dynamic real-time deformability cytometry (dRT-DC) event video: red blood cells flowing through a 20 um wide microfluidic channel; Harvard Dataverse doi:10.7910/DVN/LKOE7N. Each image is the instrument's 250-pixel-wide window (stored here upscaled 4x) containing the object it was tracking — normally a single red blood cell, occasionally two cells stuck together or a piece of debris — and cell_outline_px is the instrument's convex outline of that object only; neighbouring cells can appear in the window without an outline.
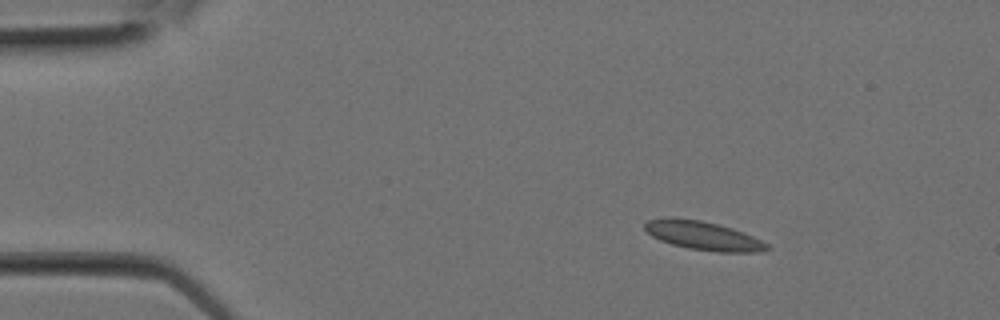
{"species": "Egyptian fruit bat (a non-hibernating species)", "species_latin": "Rousettus aegyptiacus", "temperature_condition": "room temperature", "stored_images_in_passage": 2, "camera_frame_rate_fps": 3000, "um_per_image_px": 0.085, "animal": {"sex": "female"}, "frame": {"image": 1, "passage_image": 1, "time_ms": 0.0, "image_size_px": [1000, 320], "cell_outline_px": [[772, 248], [760, 252], [716, 252], [688, 248], [672, 244], [660, 240], [652, 236], [644, 228], [644, 224], [648, 220], [668, 216], [672, 216], [700, 220], [732, 228], [744, 232], [768, 244]], "centroid_in_image_um": [59.76, 20.02], "position_along_channel_um": 25.2, "area_um2": 20.58}}
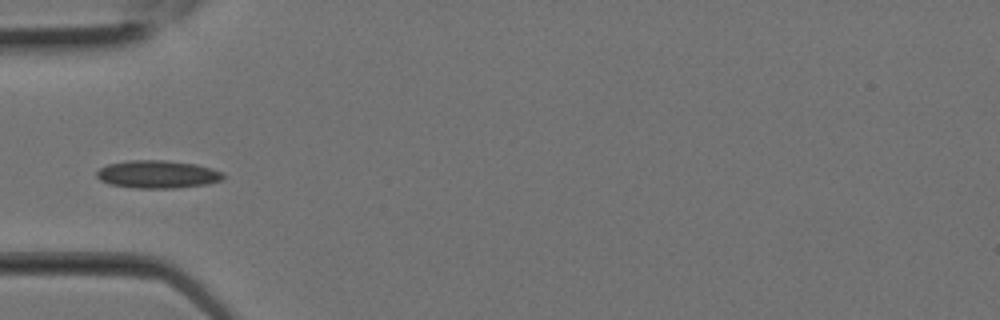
{"frame": {"image": 2, "passage_image": 2, "time_ms": 0.333, "image_size_px": [1000, 320], "cell_outline_px": [[224, 180], [208, 184], [176, 188], [136, 188], [112, 184], [100, 180], [96, 176], [96, 172], [100, 168], [108, 164], [128, 160], [164, 160], [196, 164], [212, 168], [224, 172]], "centroid_in_image_um": [13.44, 14.81], "position_along_channel_um": 71.6, "area_um2": 20.63}}